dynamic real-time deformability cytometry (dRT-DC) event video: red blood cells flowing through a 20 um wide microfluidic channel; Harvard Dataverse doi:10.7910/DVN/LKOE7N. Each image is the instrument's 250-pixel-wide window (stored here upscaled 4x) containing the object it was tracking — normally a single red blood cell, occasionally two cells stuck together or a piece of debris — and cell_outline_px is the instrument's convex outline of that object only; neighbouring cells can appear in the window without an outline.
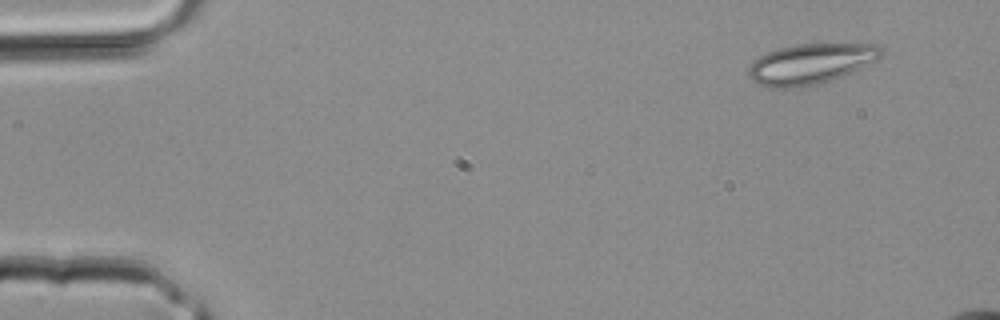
{"species": "common noctule bat (a hibernating species)", "species_latin": "Nyctalus noctula", "temperature_condition": "room temperature", "stored_images_in_passage": 3, "camera_frame_rate_fps": 3000, "um_per_image_px": 0.085, "animal": {"sex": "male", "body_mass_g": 20.4}, "frame": {"image": 1, "passage_image": 1, "time_ms": 0.0, "image_size_px": [1000, 320], "cell_outline_px": [[884, 52], [876, 60], [852, 72], [816, 84], [796, 88], [768, 88], [756, 84], [748, 76], [748, 68], [752, 60], [768, 52], [780, 48], [800, 44], [876, 44]], "centroid_in_image_um": [68.85, 5.44], "position_along_channel_um": 16.2, "area_um2": 31.04}}